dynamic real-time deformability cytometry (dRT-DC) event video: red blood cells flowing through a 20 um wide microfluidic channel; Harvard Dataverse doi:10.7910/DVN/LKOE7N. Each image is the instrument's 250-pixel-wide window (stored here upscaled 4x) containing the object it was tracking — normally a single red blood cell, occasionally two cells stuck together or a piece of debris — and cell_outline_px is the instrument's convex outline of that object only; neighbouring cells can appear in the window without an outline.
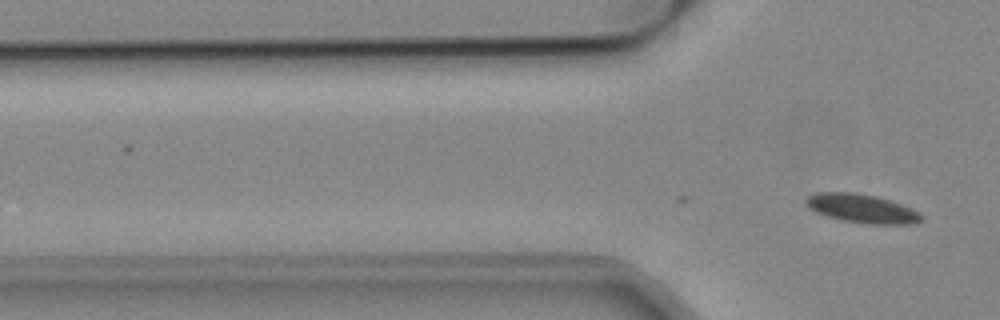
{"species": "common noctule bat (a hibernating species)", "species_latin": "Nyctalus noctula", "temperature_condition": "cold", "stored_images_in_passage": 2, "camera_frame_rate_fps": 3000, "um_per_image_px": 0.085, "animal": {"sex": "male", "body_mass_g": 19.2, "forearm_length_mm": 51.8}, "frame": {"image": 1, "passage_image": 2, "time_ms": 0.333, "image_size_px": [1000, 320], "cell_outline_px": [[924, 216], [920, 220], [908, 224], [868, 224], [840, 220], [816, 212], [808, 208], [804, 204], [804, 200], [808, 196], [816, 192], [856, 192], [888, 200], [900, 204], [920, 212]], "centroid_in_image_um": [73.19, 17.72], "position_along_channel_um": 52.6, "area_um2": 19.25}}